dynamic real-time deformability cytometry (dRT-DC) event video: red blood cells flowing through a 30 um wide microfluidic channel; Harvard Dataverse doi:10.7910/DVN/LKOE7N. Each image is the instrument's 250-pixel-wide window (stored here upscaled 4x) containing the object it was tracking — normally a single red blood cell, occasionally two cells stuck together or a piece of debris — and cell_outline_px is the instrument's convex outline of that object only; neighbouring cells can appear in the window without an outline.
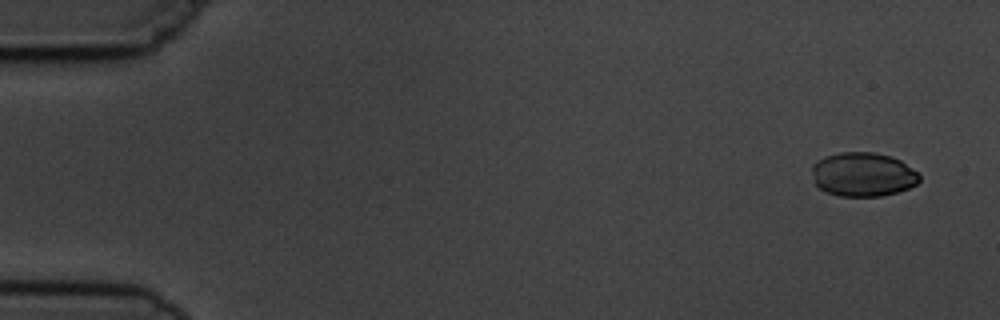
{"species": "common noctule bat (a hibernating species)", "species_latin": "Nyctalus noctula", "temperature_condition": "cold", "stored_images_in_passage": 4, "camera_frame_rate_fps": 3000, "um_per_image_px": 0.085, "animal": {"sex": "male", "body_mass_g": 19.5, "forearm_length_mm": 54.6}, "frame": {"image": 1, "passage_image": 1, "time_ms": 0.0, "image_size_px": [1000, 320], "cell_outline_px": [[920, 180], [916, 184], [908, 188], [896, 192], [880, 196], [840, 196], [824, 192], [816, 184], [812, 172], [812, 164], [816, 160], [824, 156], [840, 152], [876, 152], [892, 156], [900, 160], [916, 172], [920, 176]], "centroid_in_image_um": [73.32, 14.81], "position_along_channel_um": 11.7, "area_um2": 27.69}}
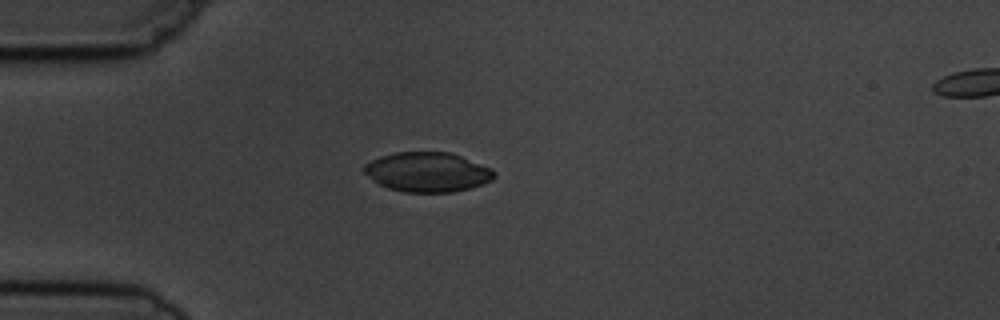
{"frame": {"image": 2, "passage_image": 4, "time_ms": 4.0, "image_size_px": [1000, 320], "cell_outline_px": [[496, 176], [492, 180], [468, 188], [452, 192], [404, 192], [388, 188], [380, 184], [364, 172], [360, 168], [364, 164], [380, 156], [396, 152], [452, 152], [492, 168], [496, 172]], "centroid_in_image_um": [36.34, 14.61], "position_along_channel_um": 48.7, "area_um2": 30.06}}